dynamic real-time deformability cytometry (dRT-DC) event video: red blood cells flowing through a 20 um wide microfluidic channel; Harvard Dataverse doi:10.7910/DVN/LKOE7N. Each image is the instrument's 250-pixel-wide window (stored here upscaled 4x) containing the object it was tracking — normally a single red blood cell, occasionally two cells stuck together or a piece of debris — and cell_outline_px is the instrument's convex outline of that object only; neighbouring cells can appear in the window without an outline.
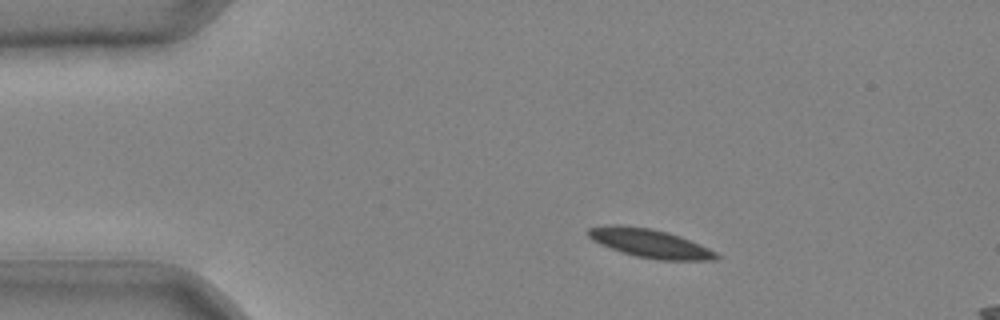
{"species": "common noctule bat (a hibernating species)", "species_latin": "Nyctalus noctula", "temperature_condition": "cold", "stored_images_in_passage": 12, "camera_frame_rate_fps": 3000, "um_per_image_px": 0.085, "animal": {"sex": "male", "body_mass_g": 20.4}, "frame": {"image": 1, "passage_image": 6, "time_ms": 1.667, "image_size_px": [1000, 320], "cell_outline_px": [[720, 256], [716, 260], [660, 260], [636, 256], [600, 244], [592, 240], [588, 236], [588, 228], [608, 224], [616, 224], [648, 228], [668, 232], [680, 236], [708, 248], [716, 252]], "centroid_in_image_um": [55.24, 20.67], "position_along_channel_um": 29.8, "area_um2": 21.15}}